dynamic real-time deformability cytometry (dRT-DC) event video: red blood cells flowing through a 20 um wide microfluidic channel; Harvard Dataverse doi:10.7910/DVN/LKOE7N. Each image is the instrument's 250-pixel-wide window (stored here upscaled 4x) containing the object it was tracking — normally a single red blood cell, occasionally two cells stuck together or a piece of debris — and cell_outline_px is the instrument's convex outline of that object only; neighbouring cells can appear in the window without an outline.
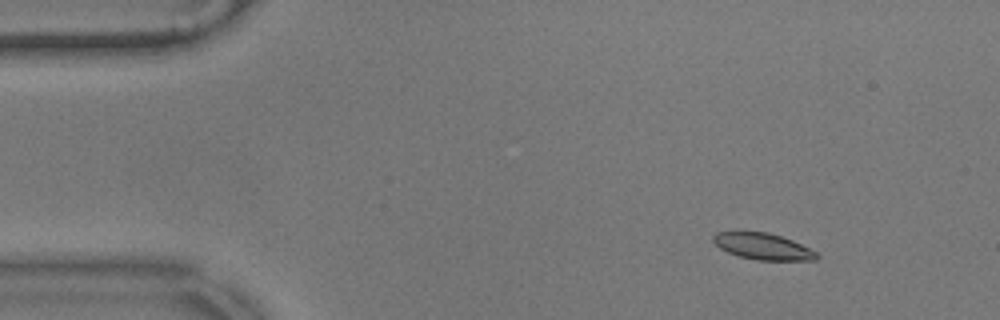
{"species": "common noctule bat (a hibernating species)", "species_latin": "Nyctalus noctula", "temperature_condition": "warm", "stored_images_in_passage": 52, "camera_frame_rate_fps": 3000, "um_per_image_px": 0.085, "animal": {"sex": "male", "body_mass_g": 17.9}, "frame": {"image": 1, "passage_image": 2, "time_ms": 0.333, "image_size_px": [1000, 320], "cell_outline_px": [[820, 256], [816, 260], [756, 260], [740, 256], [728, 252], [720, 248], [712, 240], [712, 236], [716, 232], [736, 228], [768, 232], [792, 240], [816, 252]], "centroid_in_image_um": [64.76, 20.88], "position_along_channel_um": 20.2, "area_um2": 16.47}}
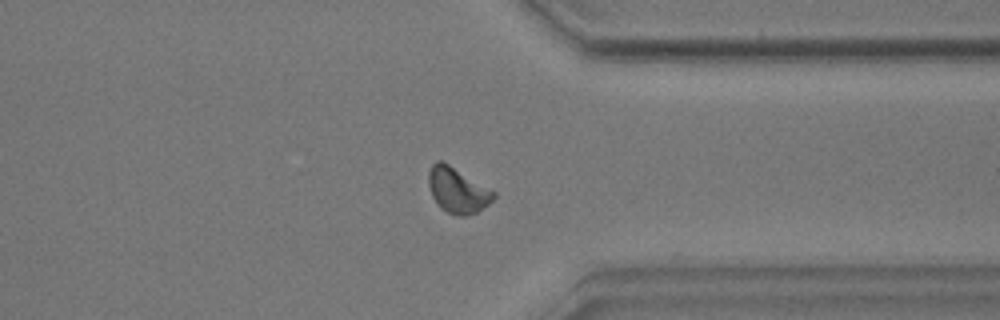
{"frame": {"image": 2, "passage_image": 39, "time_ms": 12.667, "image_size_px": [1000, 320], "cell_outline_px": [[496, 196], [488, 204], [476, 212], [464, 216], [456, 216], [440, 208], [432, 196], [428, 184], [428, 172], [432, 164], [436, 160], [440, 160], [448, 164], [496, 192]], "centroid_in_image_um": [38.87, 16.17], "position_along_channel_um": 372.5, "area_um2": 17.05}}
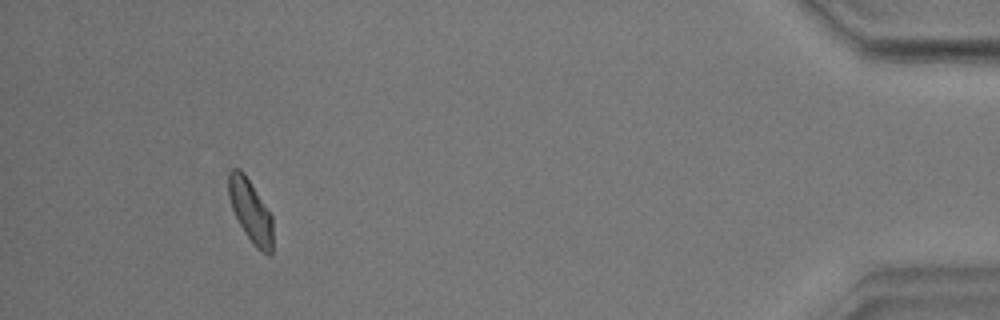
{"frame": {"image": 3, "passage_image": 48, "time_ms": 15.667, "image_size_px": [1000, 320], "cell_outline_px": [[272, 252], [268, 256], [256, 248], [252, 244], [244, 232], [232, 208], [228, 196], [228, 172], [232, 168], [240, 168], [244, 172], [272, 216]], "centroid_in_image_um": [21.28, 17.93], "position_along_channel_um": 413.9, "area_um2": 16.18}, "authors_computed_cell_mechanics": {"area_um2": 16.473, "velocity_mm_per_s": 3.5278, "shape_relaxation_time_tau1_ms": 3.9473, "shape_relaxation_time_tau2_ms": 3.1272, "deformation_change_tau1": 0.132, "deformation_change_tau2": 0.0881}}